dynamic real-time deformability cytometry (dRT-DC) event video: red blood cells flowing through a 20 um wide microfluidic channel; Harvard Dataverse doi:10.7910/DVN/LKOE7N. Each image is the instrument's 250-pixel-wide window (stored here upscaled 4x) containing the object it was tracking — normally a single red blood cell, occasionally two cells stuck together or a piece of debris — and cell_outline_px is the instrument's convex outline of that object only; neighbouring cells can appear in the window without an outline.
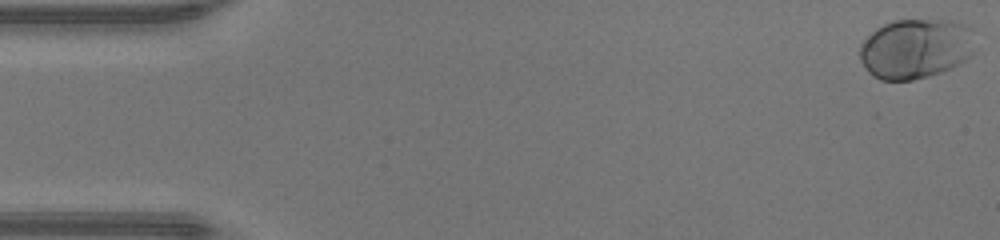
{"species": "human", "species_latin": "Homo sapiens", "temperature_condition": "warm", "stored_images_in_passage": 47, "camera_frame_rate_fps": 3000, "um_per_image_px": 0.085, "donor": {"sex": "male"}, "frame": {"image": 1, "passage_image": 1, "time_ms": 0.0, "image_size_px": [1000, 240], "cell_outline_px": [[972, 56], [960, 64], [952, 68], [928, 76], [912, 80], [880, 80], [872, 76], [868, 72], [860, 60], [860, 44], [876, 28], [892, 20], [952, 20], [964, 24], [972, 52]], "centroid_in_image_um": [77.74, 4.15], "position_along_channel_um": 7.3, "area_um2": 39.77}}
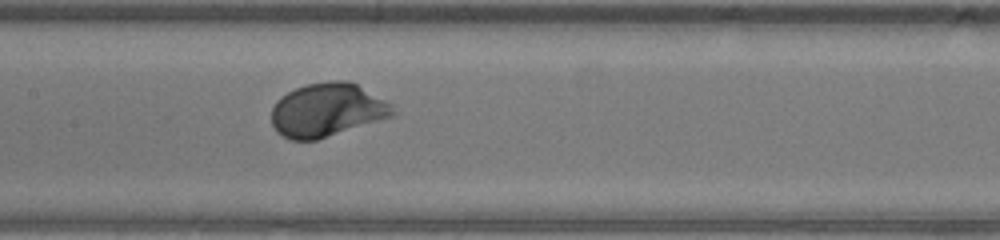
{"frame": {"image": 2, "passage_image": 23, "time_ms": 7.333, "image_size_px": [1000, 240], "cell_outline_px": [[400, 112], [396, 116], [316, 140], [292, 140], [276, 132], [272, 124], [272, 108], [276, 100], [280, 96], [296, 88], [308, 84], [328, 80], [348, 80], [356, 84], [392, 104]], "centroid_in_image_um": [27.85, 9.35], "position_along_channel_um": 179.5, "area_um2": 38.21}}
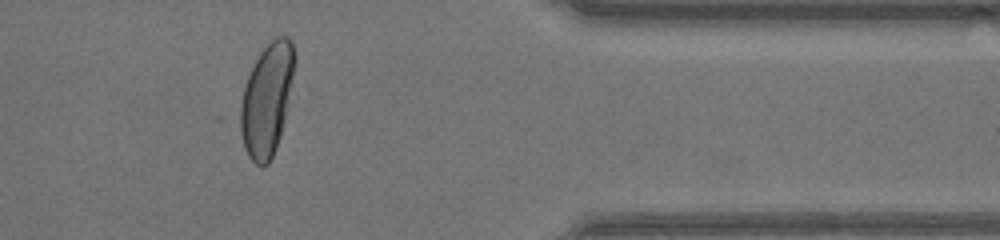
{"frame": {"image": 3, "passage_image": 39, "time_ms": 12.667, "image_size_px": [1000, 240], "cell_outline_px": [[296, 60], [284, 120], [280, 136], [276, 148], [268, 164], [256, 164], [248, 156], [244, 148], [232, 116], [248, 76], [260, 52], [276, 36], [288, 36], [292, 44], [296, 56]], "centroid_in_image_um": [22.59, 8.5], "position_along_channel_um": 388.8, "area_um2": 36.47}, "authors_computed_cell_mechanics": {"area_um2": 37.5122, "velocity_mm_per_s": 4.3566, "shape_relaxation_time_tau1_ms": 1.7202, "shape_relaxation_time_tau2_ms": null, "deformation_change_tau1": 0.1562, "deformation_change_tau2": null}}